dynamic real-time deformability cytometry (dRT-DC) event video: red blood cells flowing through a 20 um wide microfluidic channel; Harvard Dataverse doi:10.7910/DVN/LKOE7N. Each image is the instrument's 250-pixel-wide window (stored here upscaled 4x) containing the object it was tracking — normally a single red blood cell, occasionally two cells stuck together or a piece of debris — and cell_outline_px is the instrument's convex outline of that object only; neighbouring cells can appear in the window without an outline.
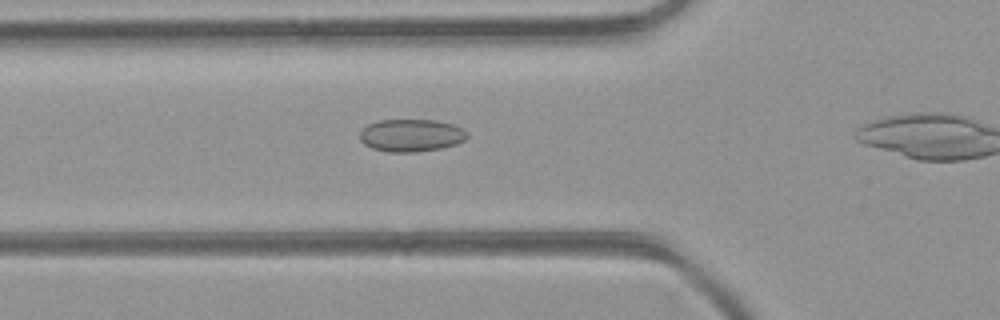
{"species": "common noctule bat (a hibernating species)", "species_latin": "Nyctalus noctula", "temperature_condition": "room temperature", "stored_images_in_passage": 9, "camera_frame_rate_fps": 3000, "um_per_image_px": 0.085, "animal": {"sex": "female", "body_mass_g": 21.9}, "frame": {"image": 1, "passage_image": 2, "time_ms": 0.333, "image_size_px": [1000, 320], "cell_outline_px": [[468, 136], [464, 140], [456, 144], [440, 148], [416, 152], [388, 152], [372, 148], [364, 144], [360, 140], [360, 132], [368, 124], [380, 120], [436, 120], [452, 124], [468, 132]], "centroid_in_image_um": [34.94, 11.51], "position_along_channel_um": 90.9, "area_um2": 20.29}}
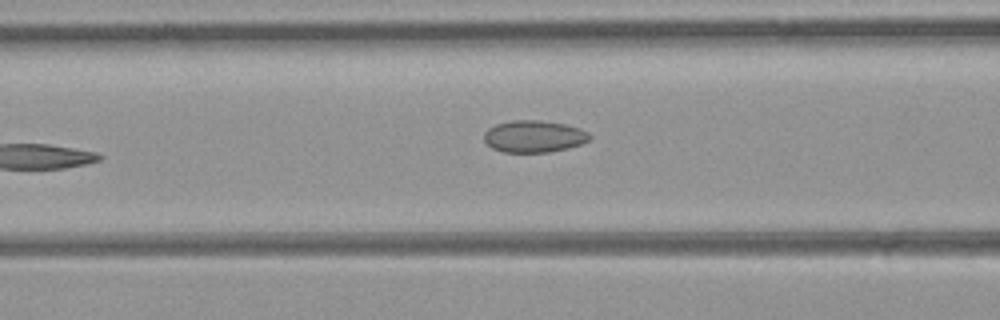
{"frame": {"image": 2, "passage_image": 4, "time_ms": 1.0, "image_size_px": [1000, 320], "cell_outline_px": [[592, 136], [588, 140], [580, 144], [568, 148], [548, 152], [504, 152], [492, 148], [484, 140], [484, 132], [488, 128], [496, 124], [512, 120], [540, 120], [564, 124], [580, 128], [588, 132]], "centroid_in_image_um": [45.38, 11.59], "position_along_channel_um": 121.2, "area_um2": 19.65}}
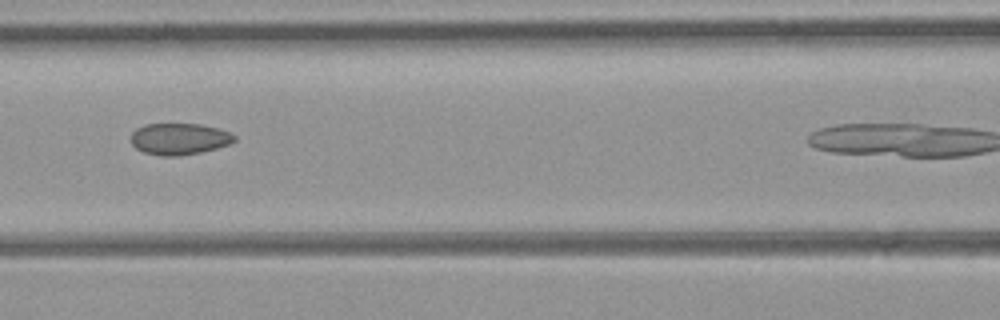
{"frame": {"image": 3, "passage_image": 6, "time_ms": 1.667, "image_size_px": [1000, 320], "cell_outline_px": [[236, 140], [228, 144], [216, 148], [200, 152], [176, 156], [160, 156], [144, 152], [136, 148], [132, 144], [132, 132], [136, 128], [144, 124], [200, 124], [216, 128], [228, 132], [236, 136]], "centroid_in_image_um": [15.21, 11.8], "position_along_channel_um": 151.4, "area_um2": 18.84}}